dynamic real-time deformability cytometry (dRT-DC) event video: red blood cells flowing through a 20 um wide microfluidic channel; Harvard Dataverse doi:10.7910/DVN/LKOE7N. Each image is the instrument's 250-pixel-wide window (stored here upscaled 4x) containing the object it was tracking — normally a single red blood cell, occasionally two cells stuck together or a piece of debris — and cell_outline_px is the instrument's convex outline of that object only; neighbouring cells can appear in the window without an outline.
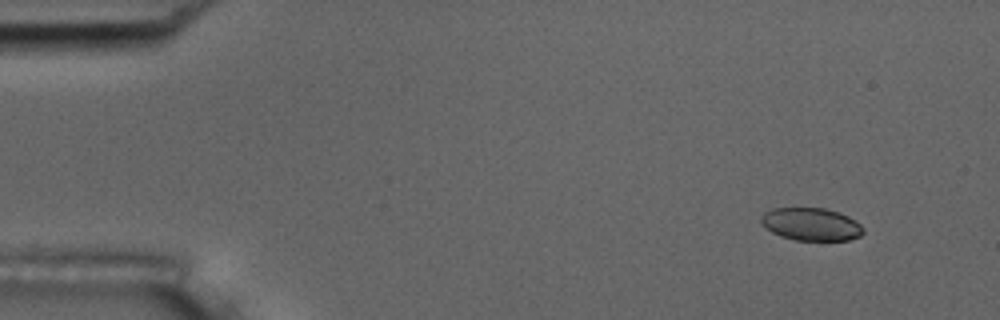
{"species": "common noctule bat (a hibernating species)", "species_latin": "Nyctalus noctula", "temperature_condition": "room temperature", "stored_images_in_passage": 52, "camera_frame_rate_fps": 3000, "um_per_image_px": 0.085, "animal": {"sex": "male", "body_mass_g": 17.5, "forearm_length_mm": 52.3}, "frame": {"image": 1, "passage_image": 1, "time_ms": 0.0, "image_size_px": [1000, 320], "cell_outline_px": [[864, 232], [860, 236], [848, 240], [796, 240], [780, 236], [772, 232], [760, 220], [760, 216], [764, 212], [772, 208], [824, 208], [848, 216], [856, 220], [864, 228]], "centroid_in_image_um": [68.96, 19.06], "position_along_channel_um": 16.0, "area_um2": 19.42}}
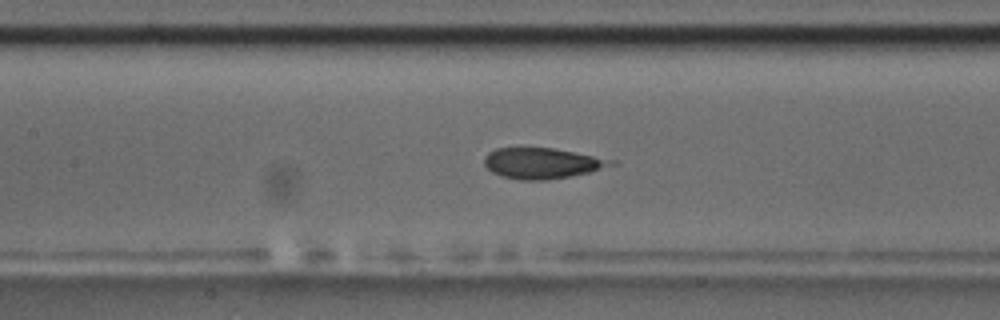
{"frame": {"image": 2, "passage_image": 22, "time_ms": 7.0, "image_size_px": [1000, 320], "cell_outline_px": [[616, 164], [588, 172], [568, 176], [544, 180], [524, 180], [500, 176], [492, 172], [484, 164], [484, 156], [488, 152], [496, 148], [552, 148], [616, 160]], "centroid_in_image_um": [46.04, 13.87], "position_along_channel_um": 161.4, "area_um2": 22.43}}
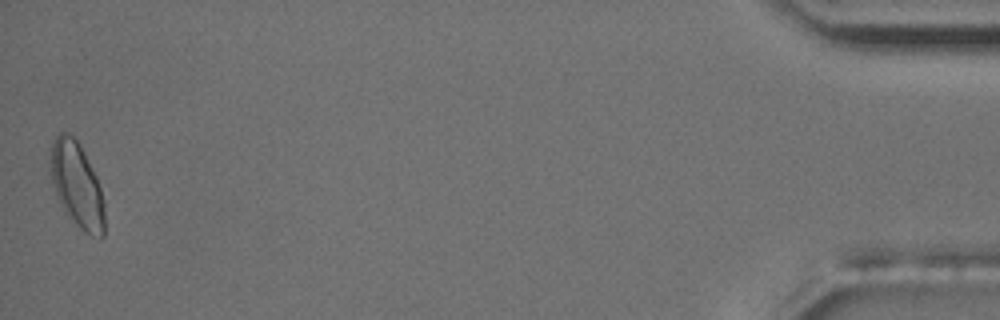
{"frame": {"image": 3, "passage_image": 52, "time_ms": 17.0, "image_size_px": [1000, 320], "cell_outline_px": [[104, 236], [100, 240], [88, 236], [64, 212], [60, 204], [52, 180], [52, 144], [56, 136], [60, 132], [68, 132], [76, 140], [92, 168], [96, 176], [104, 200]], "centroid_in_image_um": [6.58, 15.81], "position_along_channel_um": 428.6, "area_um2": 26.41}, "authors_computed_cell_mechanics": {"area_um2": 22.253, "velocity_mm_per_s": 3.5917, "shape_relaxation_time_tau1_ms": 8.9683, "shape_relaxation_time_tau2_ms": 1.1367, "deformation_change_tau1": 0.169, "deformation_change_tau2": 0.0877}}